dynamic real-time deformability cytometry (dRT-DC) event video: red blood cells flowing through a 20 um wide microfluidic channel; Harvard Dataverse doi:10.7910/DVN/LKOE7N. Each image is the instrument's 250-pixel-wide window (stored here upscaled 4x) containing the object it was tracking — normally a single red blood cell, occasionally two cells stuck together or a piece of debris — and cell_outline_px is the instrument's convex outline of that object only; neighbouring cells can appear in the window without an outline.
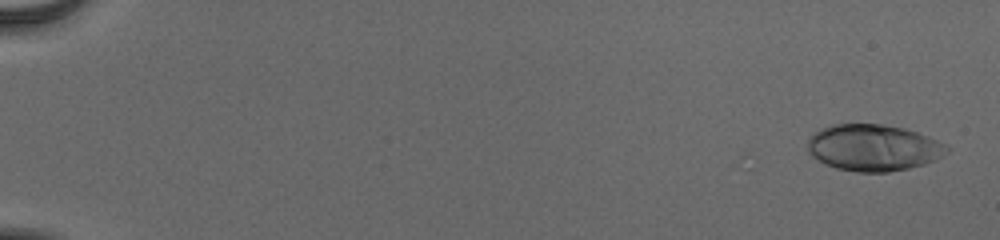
{"species": "human", "species_latin": "Homo sapiens", "temperature_condition": "cold", "stored_images_in_passage": 55, "camera_frame_rate_fps": 3000, "um_per_image_px": 0.085, "donor": {"sex": "male"}, "frame": {"image": 1, "passage_image": 2, "time_ms": 0.333, "image_size_px": [1000, 240], "cell_outline_px": [[948, 152], [936, 160], [924, 164], [908, 168], [888, 172], [856, 172], [836, 168], [824, 164], [812, 156], [808, 152], [808, 140], [820, 128], [832, 124], [880, 124], [904, 128], [928, 136], [944, 144], [948, 148]], "centroid_in_image_um": [74.22, 12.56], "position_along_channel_um": 10.8, "area_um2": 37.69}}
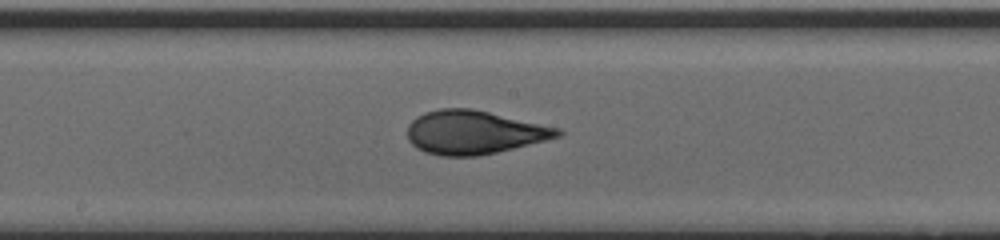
{"frame": {"image": 2, "passage_image": 32, "time_ms": 10.333, "image_size_px": [1000, 240], "cell_outline_px": [[564, 132], [560, 136], [496, 152], [476, 156], [440, 156], [424, 152], [416, 148], [408, 140], [408, 124], [416, 116], [424, 112], [440, 108], [472, 108], [560, 128]], "centroid_in_image_um": [40.24, 11.24], "position_along_channel_um": 208.0, "area_um2": 38.09}}
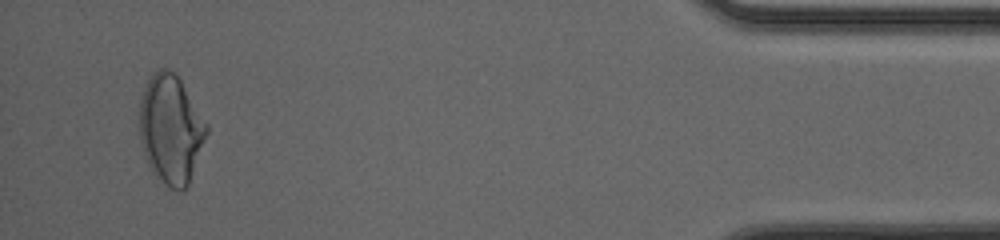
{"frame": {"image": 3, "passage_image": 53, "time_ms": 17.333, "image_size_px": [1000, 240], "cell_outline_px": [[208, 132], [188, 184], [184, 192], [176, 192], [168, 188], [152, 172], [144, 156], [140, 144], [140, 100], [144, 88], [152, 72], [160, 68], [168, 68], [180, 80], [208, 124]], "centroid_in_image_um": [14.51, 11.02], "position_along_channel_um": 420.7, "area_um2": 42.6}, "authors_computed_cell_mechanics": {"area_um2": 37.3388, "velocity_mm_per_s": 3.9077, "shape_relaxation_time_tau1_ms": 5.6687, "shape_relaxation_time_tau2_ms": 0.634, "deformation_change_tau1": 0.2021, "deformation_change_tau2": 0.0481}}